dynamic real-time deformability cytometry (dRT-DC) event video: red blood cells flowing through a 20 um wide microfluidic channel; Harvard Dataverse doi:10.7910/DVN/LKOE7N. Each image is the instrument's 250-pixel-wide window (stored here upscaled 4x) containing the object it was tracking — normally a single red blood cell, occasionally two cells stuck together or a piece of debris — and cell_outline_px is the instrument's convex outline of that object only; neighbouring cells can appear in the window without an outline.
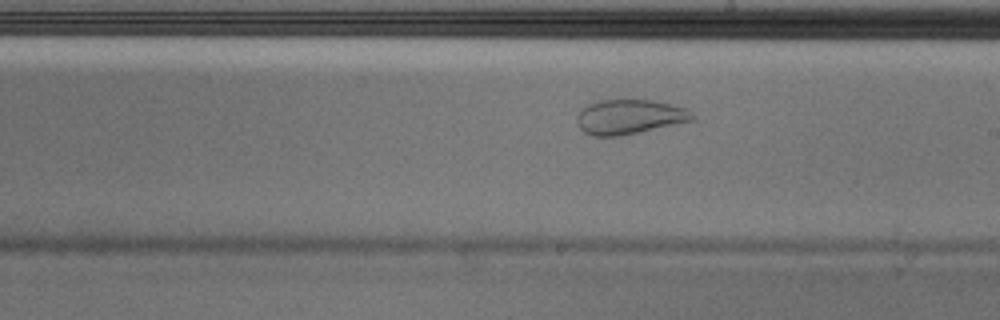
{"species": "Egyptian fruit bat (a non-hibernating species)", "species_latin": "Rousettus aegyptiacus", "temperature_condition": "cold", "stored_images_in_passage": 54, "camera_frame_rate_fps": 3000, "um_per_image_px": 0.085, "animal": {"sex": "male"}, "frame": {"image": 1, "passage_image": 31, "time_ms": 10.0, "image_size_px": [1000, 320], "cell_outline_px": [[696, 120], [620, 136], [592, 136], [584, 132], [580, 128], [576, 120], [580, 112], [588, 104], [600, 100], [652, 100], [672, 104], [688, 108], [696, 116]], "centroid_in_image_um": [53.56, 9.93], "position_along_channel_um": 235.4, "area_um2": 23.41}}